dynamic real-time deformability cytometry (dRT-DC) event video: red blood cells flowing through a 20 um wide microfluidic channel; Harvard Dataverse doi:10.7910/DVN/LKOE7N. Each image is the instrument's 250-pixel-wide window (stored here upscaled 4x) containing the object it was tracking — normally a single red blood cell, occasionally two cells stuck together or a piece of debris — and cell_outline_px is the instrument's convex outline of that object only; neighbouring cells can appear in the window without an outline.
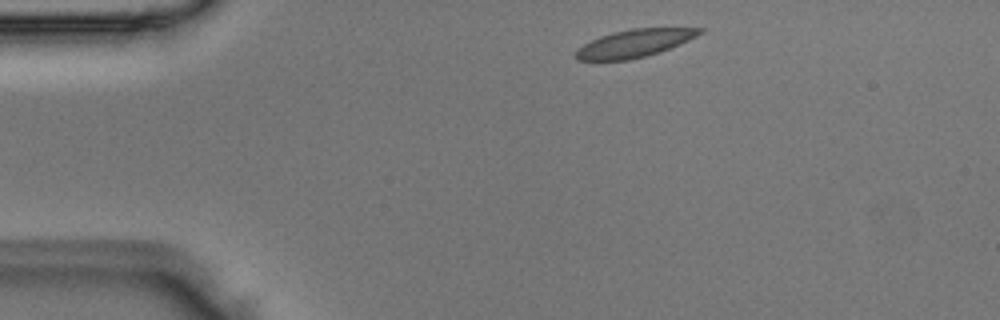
{"species": "Egyptian fruit bat (a non-hibernating species)", "species_latin": "Rousettus aegyptiacus", "temperature_condition": "room temperature", "stored_images_in_passage": 4, "camera_frame_rate_fps": 3000, "um_per_image_px": 0.085, "animal": {"sex": "male"}, "frame": {"image": 1, "passage_image": 4, "time_ms": 1.0, "image_size_px": [1000, 320], "cell_outline_px": [[704, 32], [680, 44], [660, 52], [628, 60], [576, 60], [576, 52], [584, 44], [600, 36], [612, 32], [632, 28], [704, 28]], "centroid_in_image_um": [53.96, 3.67], "position_along_channel_um": 31.0, "area_um2": 19.77}}